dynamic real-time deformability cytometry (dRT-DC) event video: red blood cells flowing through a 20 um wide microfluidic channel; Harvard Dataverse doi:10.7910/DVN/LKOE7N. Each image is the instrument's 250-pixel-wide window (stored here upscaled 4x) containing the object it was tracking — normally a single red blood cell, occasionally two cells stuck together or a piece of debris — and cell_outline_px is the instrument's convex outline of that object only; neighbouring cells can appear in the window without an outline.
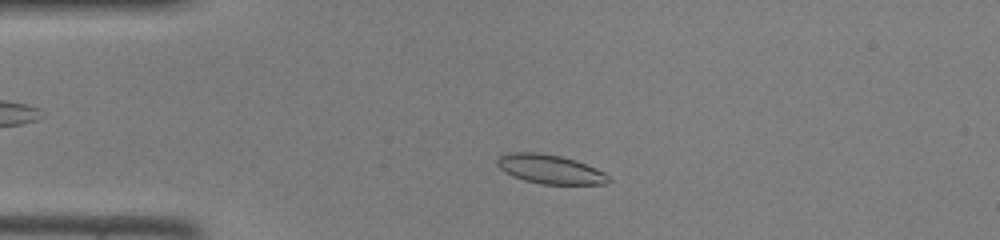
{"species": "common noctule bat (a hibernating species)", "species_latin": "Nyctalus noctula", "temperature_condition": "room temperature", "stored_images_in_passage": 42, "camera_frame_rate_fps": 3000, "um_per_image_px": 0.085, "animal": {"sex": "female", "body_mass_g": 22.0, "forearm_length_mm": 56.7}, "frame": {"image": 1, "passage_image": 6, "time_ms": 1.667, "image_size_px": [1000, 240], "cell_outline_px": [[612, 180], [604, 184], [540, 184], [524, 180], [512, 176], [504, 172], [496, 164], [496, 160], [500, 156], [512, 152], [540, 152], [560, 156], [576, 160], [596, 168], [604, 172]], "centroid_in_image_um": [46.74, 14.38], "position_along_channel_um": 38.3, "area_um2": 18.96}}
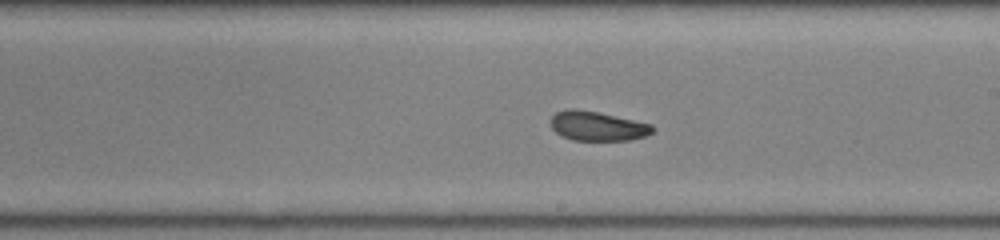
{"frame": {"image": 2, "passage_image": 22, "time_ms": 7.0, "image_size_px": [1000, 240], "cell_outline_px": [[656, 128], [652, 132], [644, 136], [632, 140], [572, 140], [556, 132], [552, 128], [552, 116], [556, 112], [572, 108], [596, 112], [652, 124]], "centroid_in_image_um": [50.81, 10.72], "position_along_channel_um": 238.2, "area_um2": 17.17}}
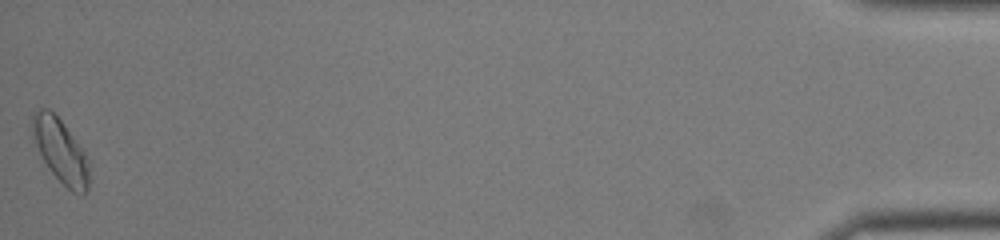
{"frame": {"image": 3, "passage_image": 42, "time_ms": 13.667, "image_size_px": [1000, 240], "cell_outline_px": [[88, 188], [84, 196], [80, 196], [72, 192], [48, 168], [36, 144], [32, 124], [32, 116], [40, 108], [48, 108], [60, 120], [84, 152], [88, 160]], "centroid_in_image_um": [5.17, 12.87], "position_along_channel_um": 430.0, "area_um2": 20.35}}